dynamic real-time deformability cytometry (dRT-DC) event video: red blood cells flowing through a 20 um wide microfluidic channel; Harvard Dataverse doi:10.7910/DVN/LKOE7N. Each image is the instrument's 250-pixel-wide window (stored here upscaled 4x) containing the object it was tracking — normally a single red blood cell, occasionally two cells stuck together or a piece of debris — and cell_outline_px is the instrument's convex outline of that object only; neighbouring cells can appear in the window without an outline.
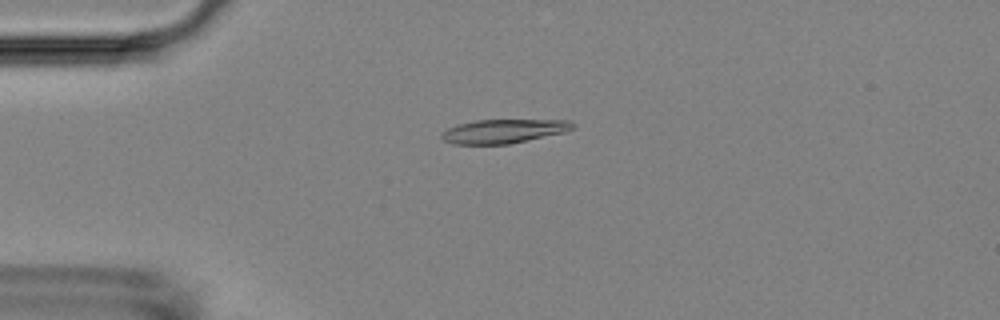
{"species": "Egyptian fruit bat (a non-hibernating species)", "species_latin": "Rousettus aegyptiacus", "temperature_condition": "room temperature", "stored_images_in_passage": 52, "camera_frame_rate_fps": 3000, "um_per_image_px": 0.085, "animal": {"sex": "female"}, "frame": {"image": 1, "passage_image": 10, "time_ms": 3.0, "image_size_px": [1000, 320], "cell_outline_px": [[572, 128], [564, 132], [508, 144], [452, 144], [444, 140], [440, 136], [440, 132], [448, 128], [460, 124], [476, 120], [572, 120]], "centroid_in_image_um": [42.75, 11.15], "position_along_channel_um": 42.2, "area_um2": 18.03}}
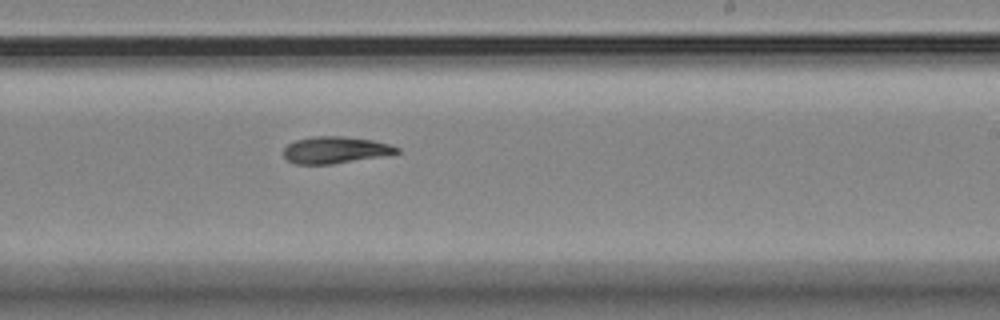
{"frame": {"image": 2, "passage_image": 30, "time_ms": 9.667, "image_size_px": [1000, 320], "cell_outline_px": [[400, 152], [380, 156], [332, 164], [296, 164], [288, 160], [284, 156], [284, 148], [288, 144], [296, 140], [312, 136], [344, 136], [372, 140], [388, 144], [400, 148]], "centroid_in_image_um": [28.47, 12.74], "position_along_channel_um": 260.5, "area_um2": 17.51}}
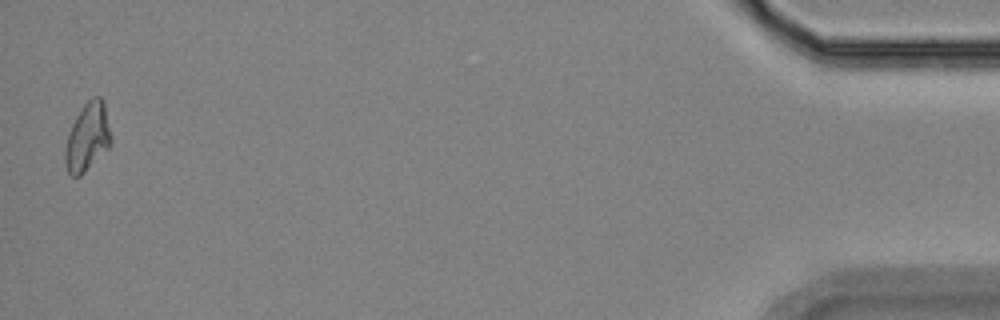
{"frame": {"image": 3, "passage_image": 51, "time_ms": 16.667, "image_size_px": [1000, 320], "cell_outline_px": [[112, 144], [80, 176], [72, 176], [68, 172], [64, 164], [64, 152], [68, 132], [76, 116], [84, 104], [92, 96], [100, 96], [104, 100], [112, 140]], "centroid_in_image_um": [7.43, 11.64], "position_along_channel_um": 427.8, "area_um2": 18.32}, "authors_computed_cell_mechanics": {"area_um2": 17.918, "velocity_mm_per_s": 3.6209, "shape_relaxation_time_tau1_ms": 11.2272, "shape_relaxation_time_tau2_ms": null, "deformation_change_tau1": 0.2343, "deformation_change_tau2": null}}